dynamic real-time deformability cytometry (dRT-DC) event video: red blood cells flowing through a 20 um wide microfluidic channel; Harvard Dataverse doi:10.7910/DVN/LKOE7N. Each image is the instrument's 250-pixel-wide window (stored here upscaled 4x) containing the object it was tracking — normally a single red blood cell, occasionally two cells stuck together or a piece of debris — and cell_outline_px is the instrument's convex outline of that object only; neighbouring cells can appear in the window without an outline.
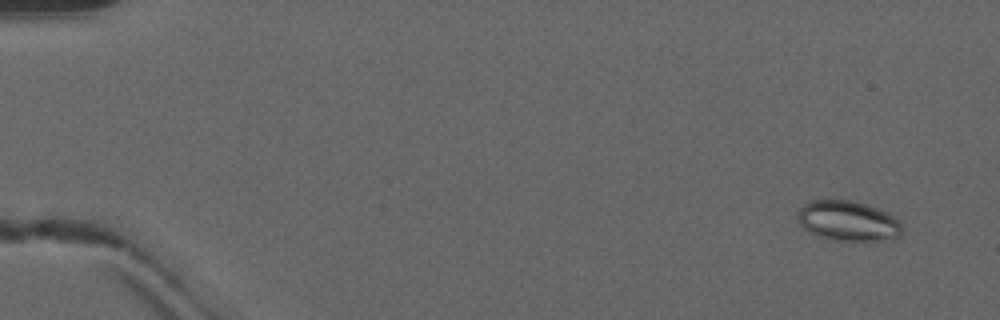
{"species": "common noctule bat (a hibernating species)", "species_latin": "Nyctalus noctula", "temperature_condition": "warm", "stored_images_in_passage": 31, "camera_frame_rate_fps": 3000, "um_per_image_px": 0.085, "animal": {"sex": "male", "forearm_length_mm": 52.5}, "frame": {"image": 1, "passage_image": 4, "time_ms": 1.0, "image_size_px": [1000, 320], "cell_outline_px": [[900, 236], [872, 240], [836, 240], [820, 236], [808, 232], [796, 220], [796, 212], [808, 200], [820, 196], [852, 200], [876, 208], [900, 220]], "centroid_in_image_um": [71.94, 18.7], "position_along_channel_um": 13.1, "area_um2": 24.68}}
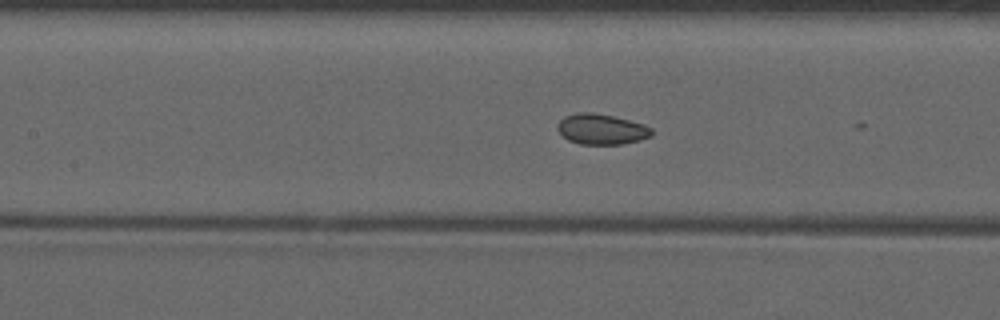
{"frame": {"image": 2, "passage_image": 25, "time_ms": 8.0, "image_size_px": [1000, 320], "cell_outline_px": [[652, 136], [640, 140], [624, 144], [580, 144], [568, 140], [556, 128], [556, 124], [564, 116], [576, 112], [592, 112], [612, 116], [644, 124], [652, 128]], "centroid_in_image_um": [51.11, 10.98], "position_along_channel_um": 156.3, "area_um2": 16.82}}
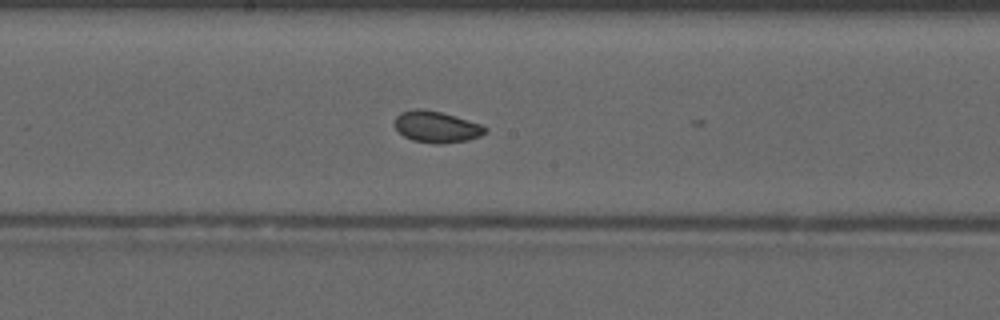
{"frame": {"image": 3, "passage_image": 29, "time_ms": 9.333, "image_size_px": [1000, 320], "cell_outline_px": [[488, 132], [480, 136], [468, 140], [440, 144], [436, 144], [412, 140], [404, 136], [396, 128], [396, 116], [400, 112], [412, 108], [420, 108], [440, 112], [456, 116], [480, 124], [488, 128]], "centroid_in_image_um": [37.12, 10.78], "position_along_channel_um": 211.1, "area_um2": 16.59}}